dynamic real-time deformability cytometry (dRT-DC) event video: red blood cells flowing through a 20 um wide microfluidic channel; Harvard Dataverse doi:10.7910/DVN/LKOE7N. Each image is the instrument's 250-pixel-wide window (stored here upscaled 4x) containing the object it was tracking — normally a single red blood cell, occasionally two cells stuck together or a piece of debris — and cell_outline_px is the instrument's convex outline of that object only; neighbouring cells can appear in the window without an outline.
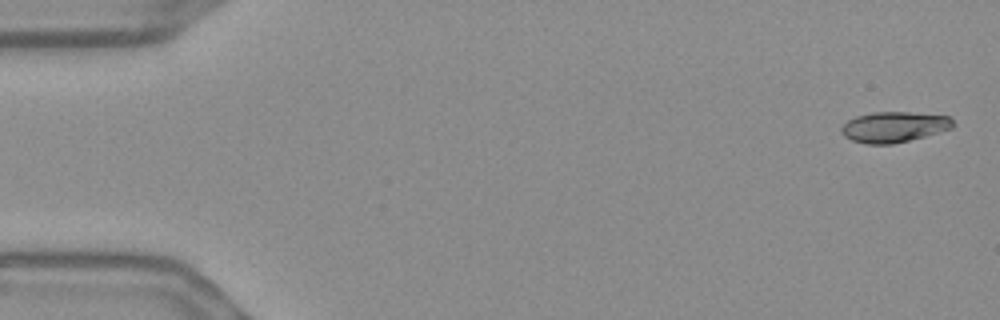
{"species": "Egyptian fruit bat (a non-hibernating species)", "species_latin": "Rousettus aegyptiacus", "temperature_condition": "warm", "stored_images_in_passage": 55, "camera_frame_rate_fps": 3000, "um_per_image_px": 0.085, "frame": {"image": 1, "passage_image": 1, "time_ms": 0.0, "image_size_px": [1000, 320], "cell_outline_px": [[956, 124], [952, 128], [924, 136], [892, 144], [864, 144], [852, 140], [844, 136], [840, 132], [840, 128], [848, 120], [856, 116], [872, 112], [908, 112], [948, 116]], "centroid_in_image_um": [75.96, 10.79], "position_along_channel_um": 9.0, "area_um2": 19.83}}
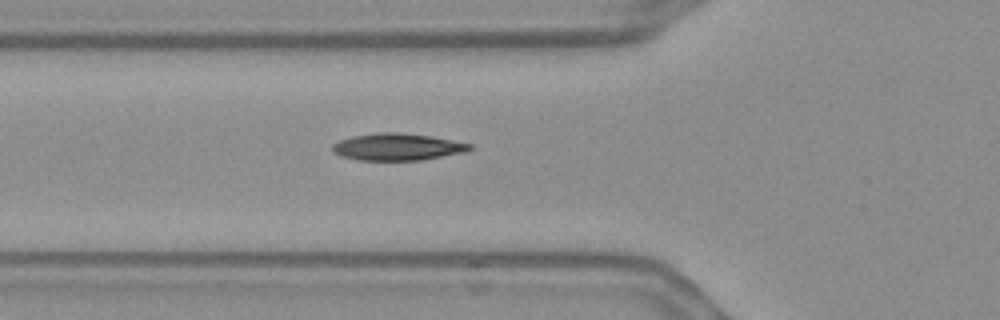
{"frame": {"image": 2, "passage_image": 19, "time_ms": 6.0, "image_size_px": [1000, 320], "cell_outline_px": [[472, 148], [468, 152], [420, 160], [356, 160], [340, 156], [332, 152], [332, 144], [340, 140], [352, 136], [376, 132], [400, 132], [428, 136], [472, 144]], "centroid_in_image_um": [33.74, 12.49], "position_along_channel_um": 92.1, "area_um2": 21.68}}
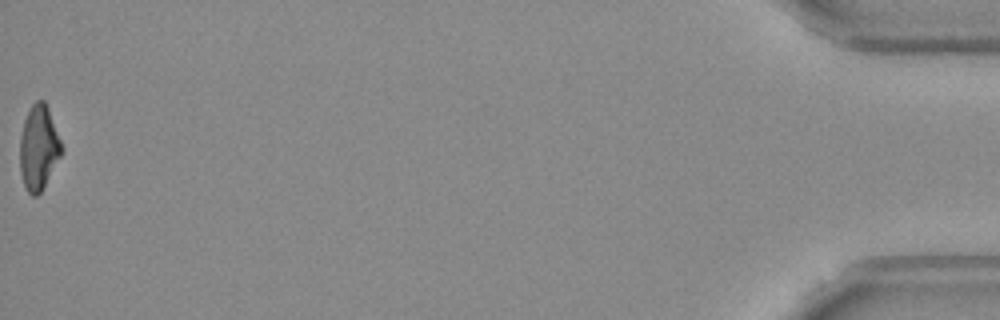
{"frame": {"image": 3, "passage_image": 55, "time_ms": 18.0, "image_size_px": [1000, 320], "cell_outline_px": [[64, 152], [40, 192], [36, 196], [32, 196], [28, 192], [24, 184], [20, 172], [20, 136], [24, 120], [32, 104], [36, 100], [44, 100], [48, 108], [64, 148]], "centroid_in_image_um": [3.3, 12.55], "position_along_channel_um": 431.9, "area_um2": 20.58}, "authors_computed_cell_mechanics": {"area_um2": 20.8658, "velocity_mm_per_s": 3.6678, "shape_relaxation_time_tau1_ms": 7.5086, "shape_relaxation_time_tau2_ms": 2.3201, "deformation_change_tau1": 0.2122, "deformation_change_tau2": 0.0894}}